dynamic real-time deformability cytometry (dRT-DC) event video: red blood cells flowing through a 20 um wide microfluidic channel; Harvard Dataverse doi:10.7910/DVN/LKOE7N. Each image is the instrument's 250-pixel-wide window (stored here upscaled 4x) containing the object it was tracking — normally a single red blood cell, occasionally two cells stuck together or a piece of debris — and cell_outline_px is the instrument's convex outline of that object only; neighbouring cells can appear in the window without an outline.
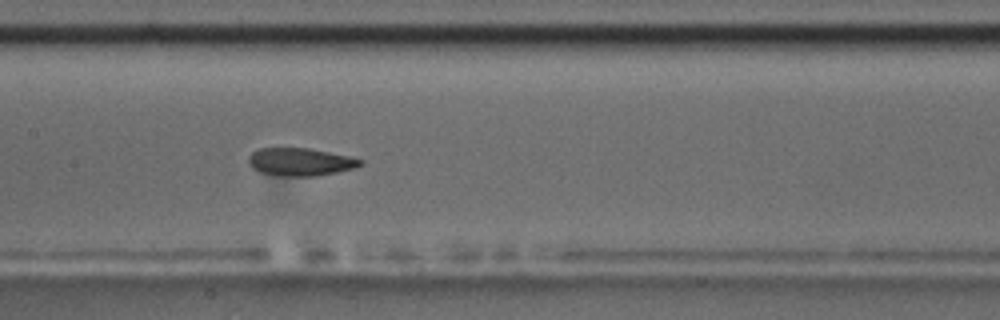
{"species": "common noctule bat (a hibernating species)", "species_latin": "Nyctalus noctula", "temperature_condition": "room temperature", "stored_images_in_passage": 41, "camera_frame_rate_fps": 3000, "um_per_image_px": 0.085, "animal": {"sex": "male", "body_mass_g": 17.5, "forearm_length_mm": 52.3}, "frame": {"image": 1, "passage_image": 12, "time_ms": 3.667, "image_size_px": [1000, 320], "cell_outline_px": [[364, 164], [356, 168], [316, 176], [284, 176], [260, 172], [252, 168], [248, 164], [248, 156], [252, 152], [260, 148], [308, 148], [348, 156], [364, 160]], "centroid_in_image_um": [25.53, 13.76], "position_along_channel_um": 181.9, "area_um2": 18.15}}
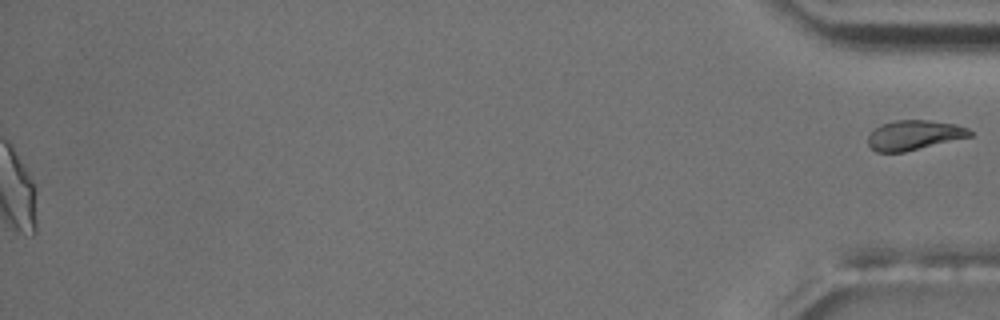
{"frame": {"image": 2, "passage_image": 41, "time_ms": 13.333, "image_size_px": [1000, 320], "cell_outline_px": [[972, 136], [904, 152], [876, 152], [868, 144], [868, 136], [880, 124], [892, 120], [928, 120], [956, 124], [968, 128], [972, 132]], "centroid_in_image_um": [77.7, 11.47], "position_along_channel_um": 357.5, "area_um2": 17.63}}